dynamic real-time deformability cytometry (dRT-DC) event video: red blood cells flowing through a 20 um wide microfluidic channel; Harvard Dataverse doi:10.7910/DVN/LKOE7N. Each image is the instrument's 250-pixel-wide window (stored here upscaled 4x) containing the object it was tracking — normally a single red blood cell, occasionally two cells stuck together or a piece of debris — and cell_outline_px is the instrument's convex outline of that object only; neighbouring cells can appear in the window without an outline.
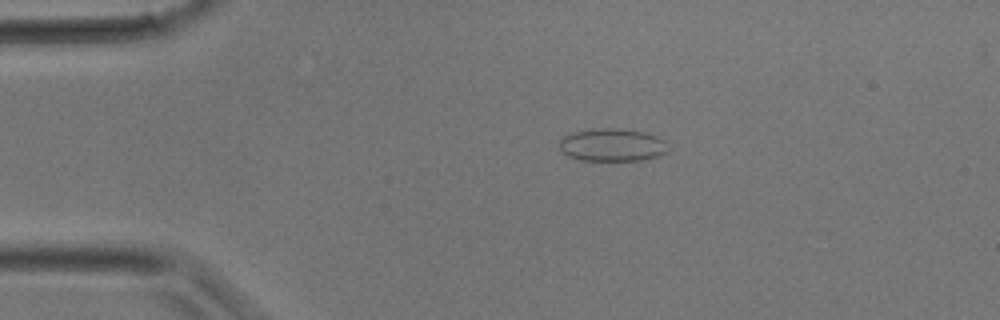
{"species": "common noctule bat (a hibernating species)", "species_latin": "Nyctalus noctula", "temperature_condition": "room temperature", "stored_images_in_passage": 2, "camera_frame_rate_fps": 3000, "um_per_image_px": 0.085, "animal": {"sex": "male", "body_mass_g": 17.9}, "frame": {"image": 1, "passage_image": 1, "time_ms": 0.0, "image_size_px": [1000, 320], "cell_outline_px": [[668, 152], [660, 156], [640, 160], [580, 160], [568, 156], [560, 152], [560, 140], [564, 136], [572, 132], [600, 128], [620, 128], [644, 132], [656, 136], [664, 140]], "centroid_in_image_um": [52.03, 12.32], "position_along_channel_um": 33.0, "area_um2": 20.81}}